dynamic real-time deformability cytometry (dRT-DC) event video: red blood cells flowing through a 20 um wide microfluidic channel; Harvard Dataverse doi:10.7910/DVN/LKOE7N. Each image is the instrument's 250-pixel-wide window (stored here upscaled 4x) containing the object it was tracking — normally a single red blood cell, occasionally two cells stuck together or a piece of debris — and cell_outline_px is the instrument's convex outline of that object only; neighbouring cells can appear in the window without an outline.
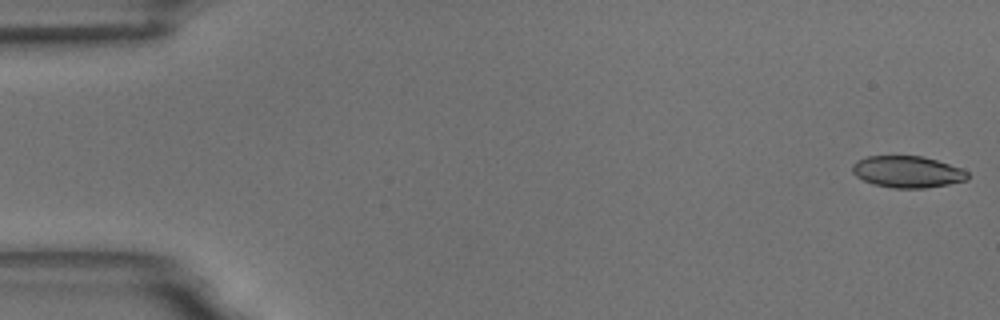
{"species": "common noctule bat (a hibernating species)", "species_latin": "Nyctalus noctula", "temperature_condition": "room temperature", "stored_images_in_passage": 17, "camera_frame_rate_fps": 3000, "um_per_image_px": 0.085, "animal": {"sex": "male", "body_mass_g": 18.8}, "frame": {"image": 1, "passage_image": 1, "time_ms": 0.0, "image_size_px": [1000, 320], "cell_outline_px": [[968, 180], [948, 184], [924, 188], [892, 188], [872, 184], [856, 176], [852, 172], [852, 164], [856, 160], [868, 156], [920, 156], [936, 160], [960, 168], [968, 172]], "centroid_in_image_um": [77.1, 14.61], "position_along_channel_um": 7.9, "area_um2": 21.21}}
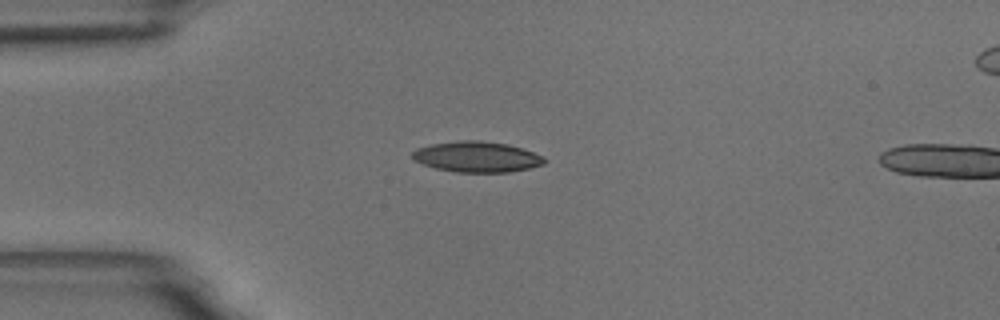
{"frame": {"image": 2, "passage_image": 14, "time_ms": 4.333, "image_size_px": [1000, 320], "cell_outline_px": [[548, 160], [544, 164], [528, 168], [508, 172], [456, 172], [436, 168], [412, 160], [412, 152], [416, 148], [432, 144], [456, 140], [480, 140], [508, 144], [544, 156]], "centroid_in_image_um": [40.52, 13.32], "position_along_channel_um": 44.5, "area_um2": 23.64}}